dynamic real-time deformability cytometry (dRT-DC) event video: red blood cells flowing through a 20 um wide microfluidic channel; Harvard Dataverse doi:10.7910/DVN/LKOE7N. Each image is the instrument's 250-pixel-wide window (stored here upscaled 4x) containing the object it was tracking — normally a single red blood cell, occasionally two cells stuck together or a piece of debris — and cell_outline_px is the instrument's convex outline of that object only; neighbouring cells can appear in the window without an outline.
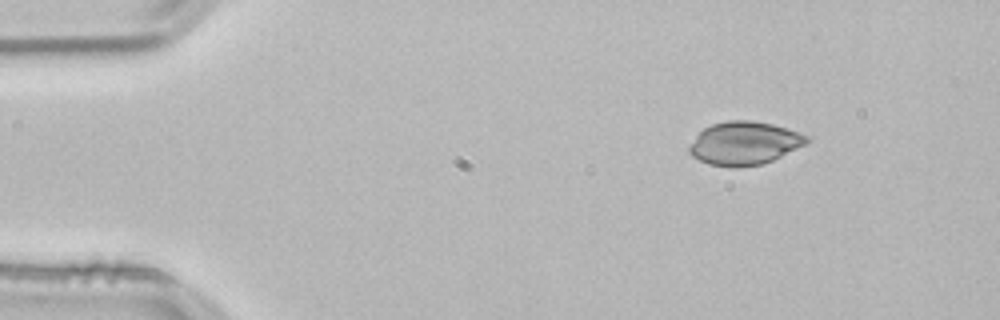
{"species": "common noctule bat (a hibernating species)", "species_latin": "Nyctalus noctula", "temperature_condition": "room temperature", "stored_images_in_passage": 47, "camera_frame_rate_fps": 3000, "um_per_image_px": 0.085, "animal": {"sex": "male", "body_mass_g": 21.5, "forearm_length_mm": 52.0}, "frame": {"image": 1, "passage_image": 1, "time_ms": 0.0, "image_size_px": [1000, 320], "cell_outline_px": [[812, 140], [808, 144], [772, 160], [760, 164], [740, 168], [732, 168], [708, 164], [692, 156], [688, 152], [688, 148], [696, 136], [704, 128], [712, 124], [728, 120], [752, 120], [772, 124], [808, 136]], "centroid_in_image_um": [63.27, 12.18], "position_along_channel_um": 21.7, "area_um2": 29.65}}
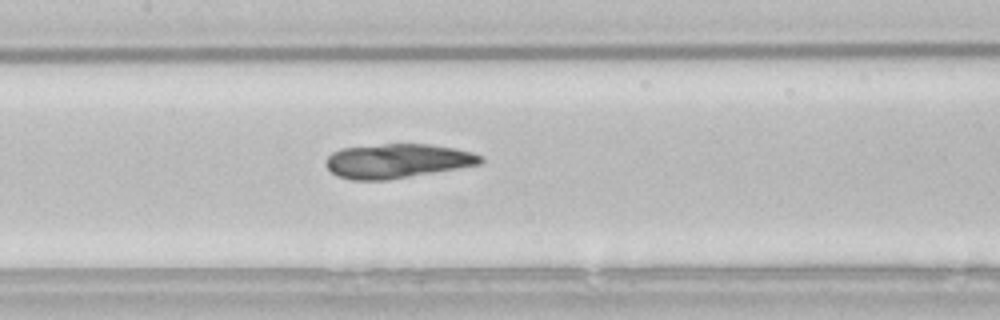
{"frame": {"image": 2, "passage_image": 19, "time_ms": 6.0, "image_size_px": [1000, 320], "cell_outline_px": [[484, 160], [480, 164], [388, 180], [352, 180], [340, 176], [332, 172], [324, 164], [324, 160], [332, 152], [340, 148], [384, 144], [428, 144], [456, 148], [472, 152], [484, 156]], "centroid_in_image_um": [33.76, 13.67], "position_along_channel_um": 173.6, "area_um2": 30.92}}
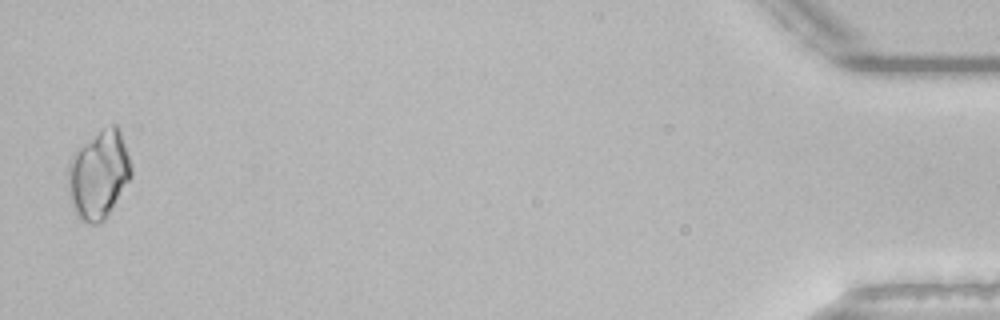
{"frame": {"image": 3, "passage_image": 46, "time_ms": 15.0, "image_size_px": [1000, 320], "cell_outline_px": [[132, 176], [108, 216], [104, 220], [96, 224], [84, 224], [76, 216], [72, 208], [68, 192], [68, 164], [72, 152], [76, 148], [104, 128], [112, 124], [116, 124], [120, 132], [132, 168]], "centroid_in_image_um": [8.36, 14.89], "position_along_channel_um": 426.8, "area_um2": 32.77}}